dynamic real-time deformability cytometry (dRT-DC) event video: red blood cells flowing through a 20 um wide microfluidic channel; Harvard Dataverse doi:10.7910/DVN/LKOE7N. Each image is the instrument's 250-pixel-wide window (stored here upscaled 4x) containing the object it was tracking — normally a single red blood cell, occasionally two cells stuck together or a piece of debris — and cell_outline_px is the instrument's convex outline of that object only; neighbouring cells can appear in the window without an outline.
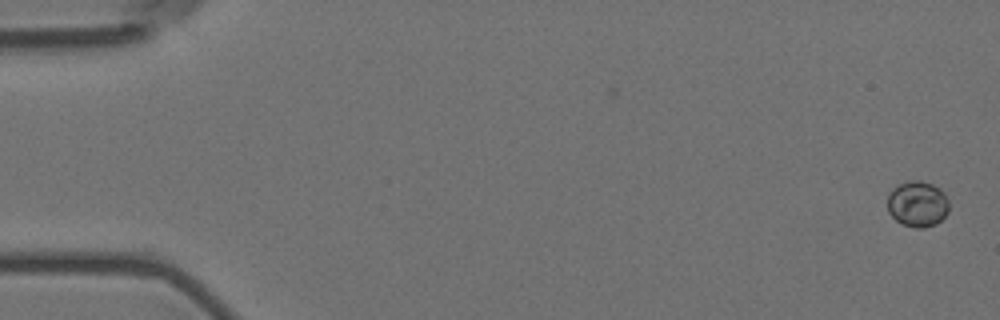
{"species": "Egyptian fruit bat (a non-hibernating species)", "species_latin": "Rousettus aegyptiacus", "temperature_condition": "room temperature", "stored_images_in_passage": 56, "camera_frame_rate_fps": 3000, "um_per_image_px": 0.085, "animal": {"sex": "female"}, "frame": {"image": 1, "passage_image": 1, "time_ms": 0.0, "image_size_px": [1000, 320], "cell_outline_px": [[948, 212], [936, 224], [924, 228], [916, 228], [904, 224], [896, 220], [888, 212], [888, 192], [892, 188], [908, 180], [920, 180], [932, 184], [940, 188], [944, 192], [948, 200]], "centroid_in_image_um": [77.99, 17.32], "position_along_channel_um": 7.0, "area_um2": 16.53}}
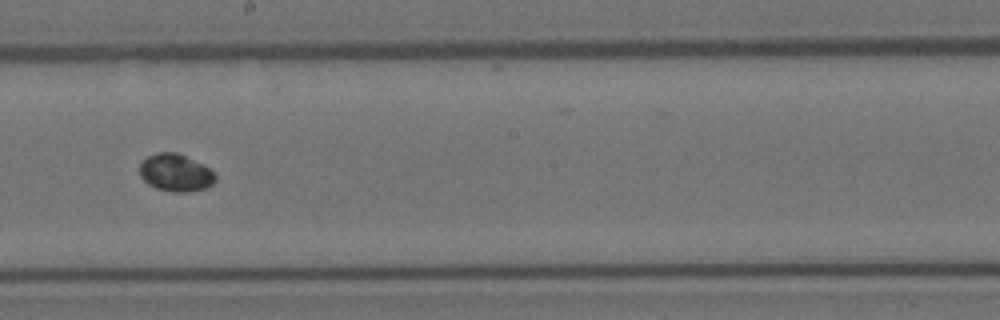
{"frame": {"image": 2, "passage_image": 32, "time_ms": 10.333, "image_size_px": [1000, 320], "cell_outline_px": [[216, 180], [212, 184], [204, 188], [188, 192], [172, 192], [156, 188], [148, 184], [140, 176], [140, 164], [148, 156], [156, 152], [176, 152], [204, 164], [216, 176]], "centroid_in_image_um": [14.92, 14.68], "position_along_channel_um": 233.3, "area_um2": 16.47}}
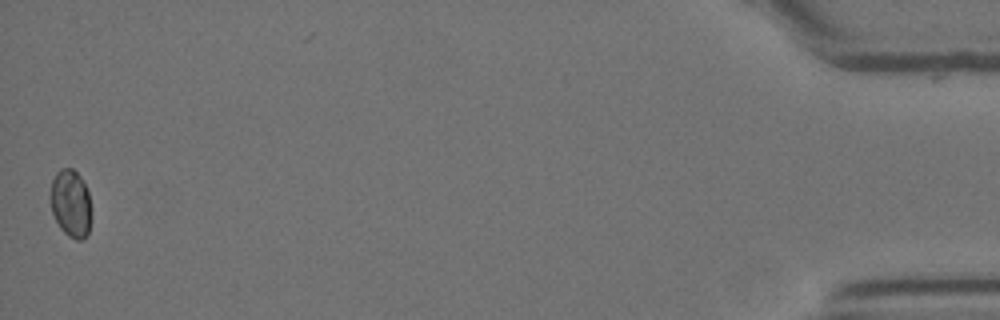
{"frame": {"image": 3, "passage_image": 56, "time_ms": 18.333, "image_size_px": [1000, 320], "cell_outline_px": [[88, 232], [84, 240], [76, 240], [68, 236], [60, 228], [52, 212], [52, 180], [56, 172], [60, 168], [72, 168], [80, 176], [88, 192]], "centroid_in_image_um": [5.99, 17.29], "position_along_channel_um": 429.2, "area_um2": 15.43}}